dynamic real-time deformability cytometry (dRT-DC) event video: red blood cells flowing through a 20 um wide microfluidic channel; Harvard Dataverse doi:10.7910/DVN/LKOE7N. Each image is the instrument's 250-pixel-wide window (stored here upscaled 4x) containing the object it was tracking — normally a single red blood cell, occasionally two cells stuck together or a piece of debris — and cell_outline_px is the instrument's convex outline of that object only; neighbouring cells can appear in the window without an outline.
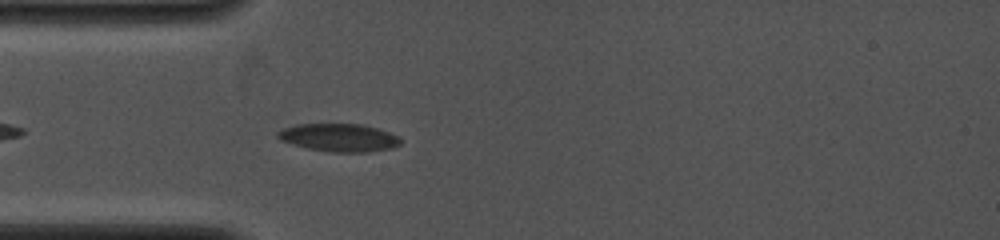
{"species": "common noctule bat (a hibernating species)", "species_latin": "Nyctalus noctula", "temperature_condition": "cold", "stored_images_in_passage": 26, "camera_frame_rate_fps": 4000, "um_per_image_px": 0.085, "animal": {"sex": "female", "body_mass_g": 19.0, "forearm_length_mm": 53.3}, "frame": {"image": 1, "passage_image": 2, "time_ms": 0.5, "image_size_px": [1000, 240], "cell_outline_px": [[400, 144], [392, 148], [368, 152], [332, 152], [308, 148], [280, 140], [276, 136], [276, 132], [284, 128], [296, 124], [360, 124], [376, 128], [388, 132], [396, 136], [400, 140]], "centroid_in_image_um": [28.79, 11.69], "position_along_channel_um": 56.2, "area_um2": 19.77}}
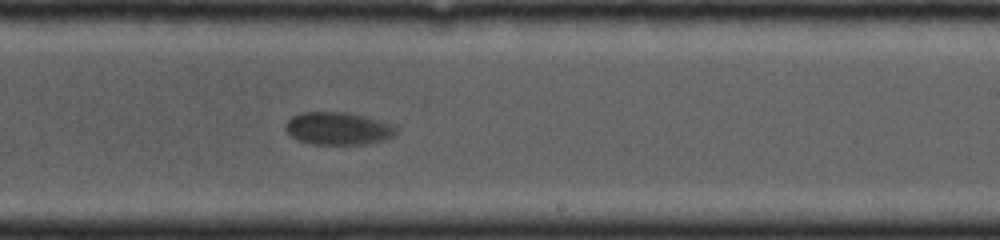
{"frame": {"image": 2, "passage_image": 13, "time_ms": 5.5, "image_size_px": [1000, 240], "cell_outline_px": [[400, 128], [392, 136], [384, 140], [364, 144], [312, 144], [296, 140], [284, 128], [284, 124], [292, 116], [300, 112], [344, 112], [364, 116], [396, 124]], "centroid_in_image_um": [28.75, 10.91], "position_along_channel_um": 260.3, "area_um2": 21.27}}
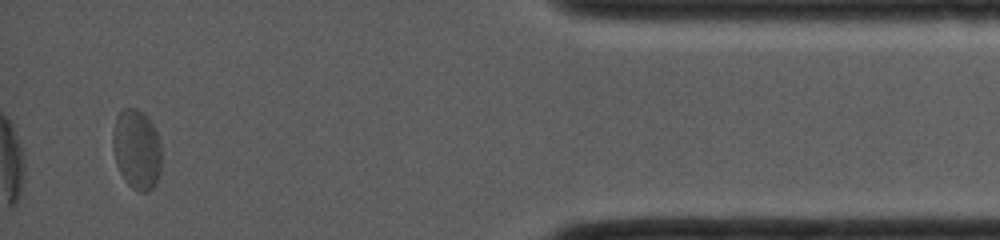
{"frame": {"image": 3, "passage_image": 26, "time_ms": 10.5, "image_size_px": [1000, 240], "cell_outline_px": [[160, 172], [156, 184], [148, 192], [140, 192], [132, 188], [124, 180], [116, 164], [112, 148], [112, 132], [116, 116], [124, 108], [136, 108], [144, 112], [148, 116], [156, 132], [160, 144]], "centroid_in_image_um": [11.6, 12.69], "position_along_channel_um": 423.6, "area_um2": 22.95}}